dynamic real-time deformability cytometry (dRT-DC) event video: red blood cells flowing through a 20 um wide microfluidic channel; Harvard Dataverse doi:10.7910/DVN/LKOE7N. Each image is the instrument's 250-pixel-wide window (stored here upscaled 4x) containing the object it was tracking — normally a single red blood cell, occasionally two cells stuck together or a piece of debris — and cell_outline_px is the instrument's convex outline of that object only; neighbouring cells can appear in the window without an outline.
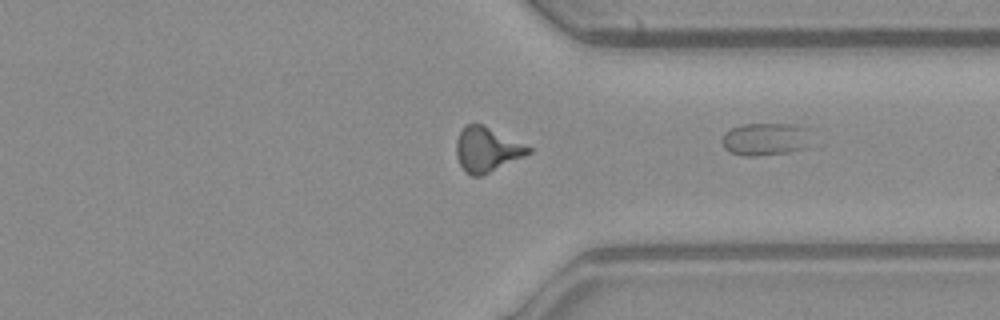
{"species": "common noctule bat (a hibernating species)", "species_latin": "Nyctalus noctula", "temperature_condition": "warm", "stored_images_in_passage": 35, "camera_frame_rate_fps": 3000, "um_per_image_px": 0.085, "animal": {"sex": "male", "body_mass_g": 23.1, "forearm_length_mm": 52.7}, "frame": {"image": 1, "passage_image": 35, "time_ms": 11.333, "image_size_px": [1000, 320], "cell_outline_px": [[808, 148], [788, 152], [752, 156], [744, 156], [732, 152], [724, 148], [720, 140], [724, 132], [740, 124], [796, 124], [808, 128]], "centroid_in_image_um": [65.04, 11.82], "position_along_channel_um": 346.4, "area_um2": 17.11}}